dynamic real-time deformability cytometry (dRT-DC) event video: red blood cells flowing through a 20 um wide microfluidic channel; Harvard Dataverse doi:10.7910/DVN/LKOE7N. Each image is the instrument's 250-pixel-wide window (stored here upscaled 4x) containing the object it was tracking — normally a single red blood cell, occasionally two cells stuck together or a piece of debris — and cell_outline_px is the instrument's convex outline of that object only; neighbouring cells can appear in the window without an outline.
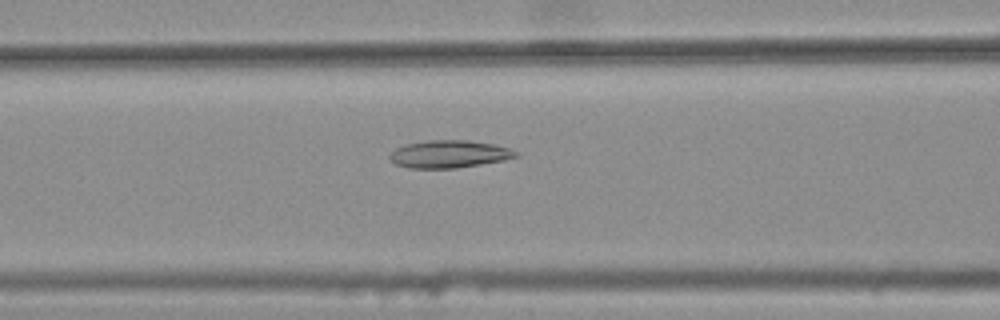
{"species": "common noctule bat (a hibernating species)", "species_latin": "Nyctalus noctula", "temperature_condition": "warm", "stored_images_in_passage": 40, "camera_frame_rate_fps": 3000, "um_per_image_px": 0.085, "animal": {"sex": "female", "body_mass_g": 25.1}, "frame": {"image": 1, "passage_image": 14, "time_ms": 4.333, "image_size_px": [1000, 320], "cell_outline_px": [[520, 156], [504, 160], [456, 168], [408, 168], [396, 164], [388, 156], [396, 148], [404, 144], [428, 140], [468, 140], [496, 144], [520, 152]], "centroid_in_image_um": [38.21, 13.09], "position_along_channel_um": 128.4, "area_um2": 20.35}}
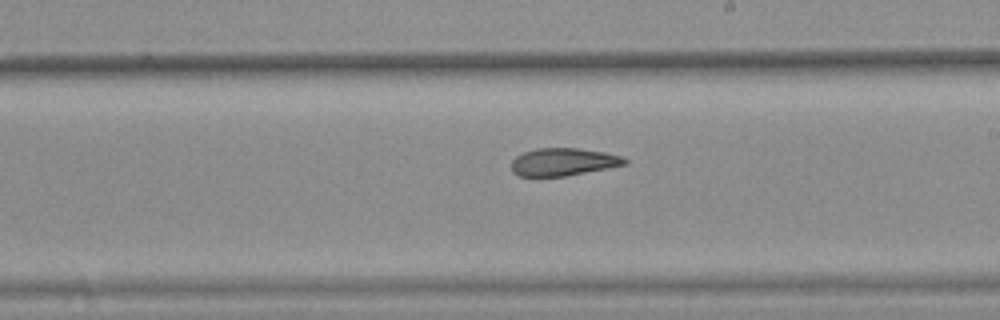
{"frame": {"image": 2, "passage_image": 23, "time_ms": 7.333, "image_size_px": [1000, 320], "cell_outline_px": [[628, 164], [608, 168], [564, 176], [520, 176], [512, 172], [512, 160], [516, 156], [524, 152], [536, 148], [576, 148], [604, 152], [620, 156], [628, 160]], "centroid_in_image_um": [47.87, 13.76], "position_along_channel_um": 241.1, "area_um2": 18.15}}
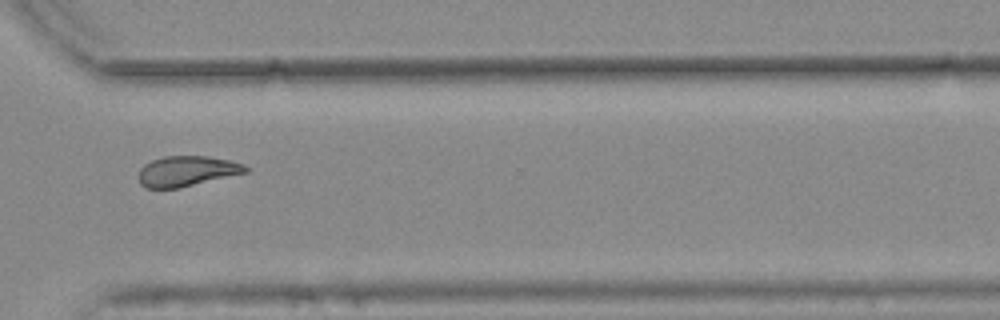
{"frame": {"image": 3, "passage_image": 32, "time_ms": 10.333, "image_size_px": [1000, 320], "cell_outline_px": [[248, 172], [180, 188], [144, 188], [140, 184], [140, 168], [144, 164], [152, 160], [164, 156], [208, 156], [228, 160], [244, 164], [248, 168]], "centroid_in_image_um": [15.88, 14.55], "position_along_channel_um": 354.7, "area_um2": 18.9}, "authors_computed_cell_mechanics": {"area_um2": 19.4208, "velocity_mm_per_s": 3.7715, "shape_relaxation_time_tau1_ms": null, "shape_relaxation_time_tau2_ms": 3.7591, "deformation_change_tau1": null, "deformation_change_tau2": 0.1223}}